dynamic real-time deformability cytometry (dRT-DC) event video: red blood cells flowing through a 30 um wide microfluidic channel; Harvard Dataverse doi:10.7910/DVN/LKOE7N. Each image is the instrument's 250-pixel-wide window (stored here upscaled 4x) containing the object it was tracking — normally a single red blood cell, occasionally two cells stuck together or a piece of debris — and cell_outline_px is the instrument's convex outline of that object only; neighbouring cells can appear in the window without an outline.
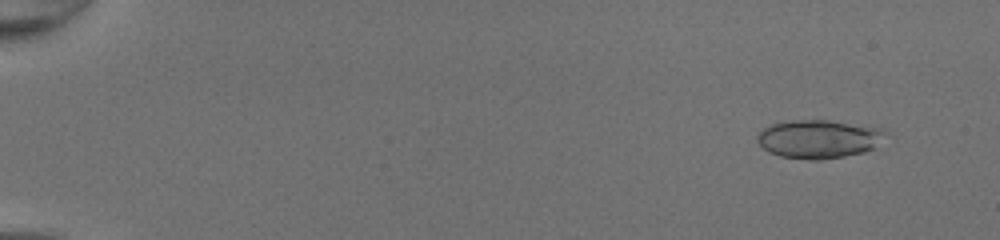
{"species": "common noctule bat (a hibernating species)", "species_latin": "Nyctalus noctula", "temperature_condition": "room temperature", "stored_images_in_passage": 51, "segment_of_instrument_passage": [1, 2], "camera_frame_rate_fps": 3000, "um_per_image_px": 0.085, "animal": {"sex": "female", "body_mass_g": 20.0, "forearm_length_mm": 54.0}, "frame": {"image": 1, "passage_image": 5, "time_ms": 1.333, "image_size_px": [1000, 240], "cell_outline_px": [[888, 132], [876, 148], [864, 152], [844, 156], [820, 160], [812, 160], [780, 156], [768, 152], [756, 140], [756, 136], [764, 128], [772, 124], [792, 120], [828, 120], [884, 128]], "centroid_in_image_um": [69.63, 11.81], "position_along_channel_um": 15.4, "area_um2": 28.9}}
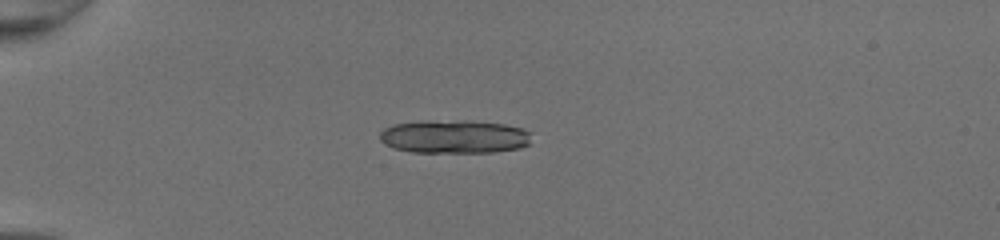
{"frame": {"image": 2, "passage_image": 16, "time_ms": 5.0, "image_size_px": [1000, 240], "cell_outline_px": [[532, 132], [528, 144], [520, 148], [492, 152], [412, 152], [392, 148], [384, 144], [380, 140], [380, 132], [384, 128], [392, 124], [420, 120], [428, 120], [504, 124], [524, 128]], "centroid_in_image_um": [38.57, 11.62], "position_along_channel_um": 46.4, "area_um2": 29.48}}